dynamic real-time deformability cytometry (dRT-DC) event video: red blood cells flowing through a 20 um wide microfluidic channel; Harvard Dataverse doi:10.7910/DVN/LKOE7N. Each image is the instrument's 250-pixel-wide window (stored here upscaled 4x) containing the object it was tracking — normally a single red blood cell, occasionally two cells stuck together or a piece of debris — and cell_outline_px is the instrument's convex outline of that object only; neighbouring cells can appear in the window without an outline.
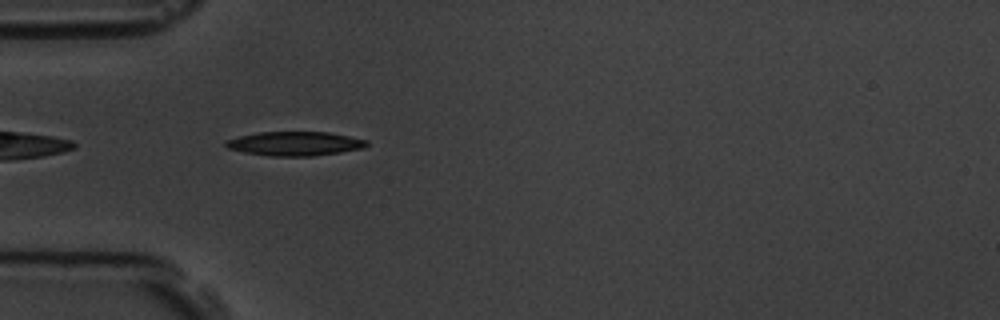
{"species": "common noctule bat (a hibernating species)", "species_latin": "Nyctalus noctula", "temperature_condition": "room temperature", "stored_images_in_passage": 39, "camera_frame_rate_fps": 3000, "um_per_image_px": 0.085, "animal": {"sex": "male", "body_mass_g": 19.5, "forearm_length_mm": 54.6}, "frame": {"image": 1, "passage_image": 2, "time_ms": 0.333, "image_size_px": [1000, 320], "cell_outline_px": [[368, 144], [364, 148], [340, 152], [312, 156], [272, 156], [244, 152], [228, 148], [224, 144], [224, 140], [240, 136], [260, 132], [328, 132], [368, 140]], "centroid_in_image_um": [25.06, 12.21], "position_along_channel_um": 59.9, "area_um2": 19.71}}
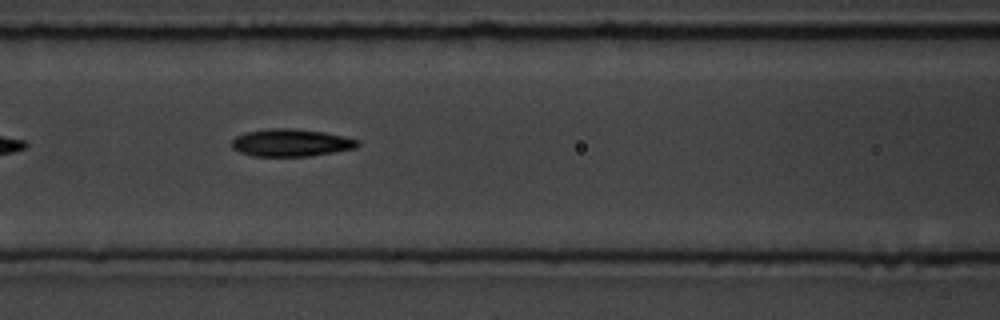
{"frame": {"image": 2, "passage_image": 9, "time_ms": 2.667, "image_size_px": [1000, 320], "cell_outline_px": [[360, 144], [356, 148], [308, 156], [252, 156], [240, 152], [232, 148], [232, 140], [236, 136], [248, 132], [268, 128], [292, 128], [324, 132], [344, 136], [356, 140]], "centroid_in_image_um": [24.71, 12.13], "position_along_channel_um": 141.9, "area_um2": 20.0}}
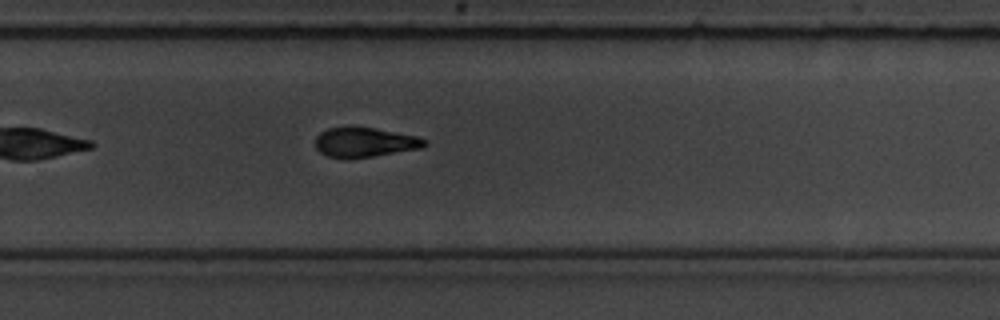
{"frame": {"image": 3, "passage_image": 22, "time_ms": 7.0, "image_size_px": [1000, 320], "cell_outline_px": [[428, 144], [420, 148], [348, 160], [344, 160], [328, 156], [320, 152], [316, 148], [316, 136], [320, 132], [328, 128], [348, 124], [352, 124], [416, 136], [428, 140]], "centroid_in_image_um": [30.94, 12.07], "position_along_channel_um": 298.9, "area_um2": 19.42}, "authors_computed_cell_mechanics": {"area_um2": 19.7676, "velocity_mm_per_s": 3.6397, "shape_relaxation_time_tau1_ms": 4.4716, "shape_relaxation_time_tau2_ms": 2.6026, "deformation_change_tau1": 0.1653, "deformation_change_tau2": 0.0935}}